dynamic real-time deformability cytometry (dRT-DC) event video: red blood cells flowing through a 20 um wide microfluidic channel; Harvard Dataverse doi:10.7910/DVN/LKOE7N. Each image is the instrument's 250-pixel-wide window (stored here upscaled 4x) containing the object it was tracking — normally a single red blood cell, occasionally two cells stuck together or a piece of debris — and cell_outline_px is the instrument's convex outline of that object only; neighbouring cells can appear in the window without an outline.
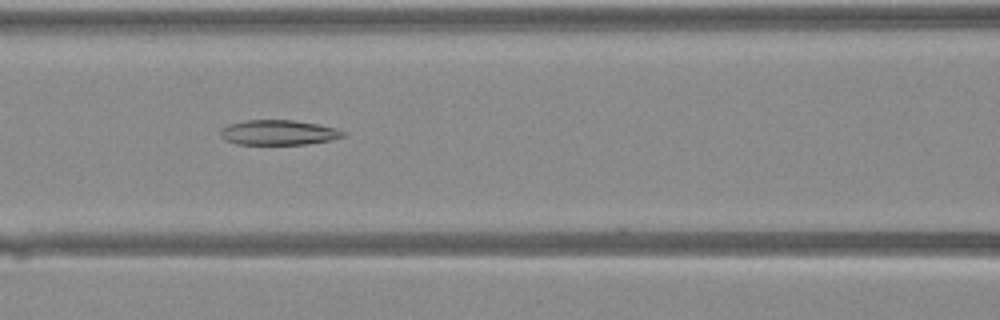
{"species": "Egyptian fruit bat (a non-hibernating species)", "species_latin": "Rousettus aegyptiacus", "temperature_condition": "warm", "stored_images_in_passage": 29, "camera_frame_rate_fps": 3000, "um_per_image_px": 0.085, "animal": {"sex": "female"}, "frame": {"image": 1, "passage_image": 6, "time_ms": 1.667, "image_size_px": [1000, 320], "cell_outline_px": [[344, 136], [328, 140], [308, 144], [236, 144], [224, 140], [220, 136], [220, 128], [228, 124], [244, 120], [292, 120], [316, 124], [332, 128], [344, 132]], "centroid_in_image_um": [23.56, 11.26], "position_along_channel_um": 143.0, "area_um2": 17.69}}
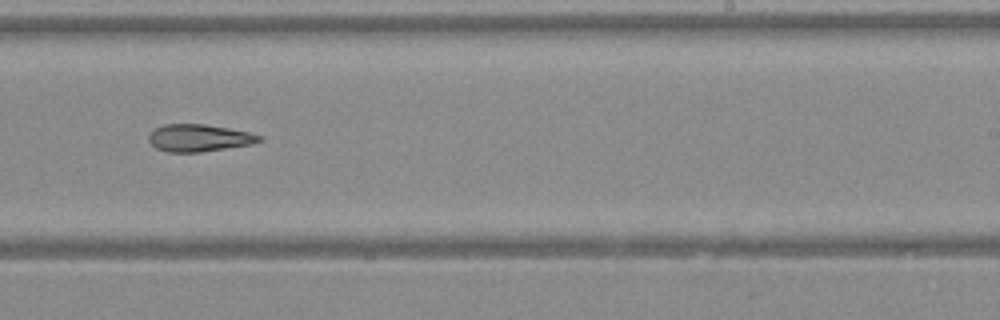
{"frame": {"image": 2, "passage_image": 14, "time_ms": 4.333, "image_size_px": [1000, 320], "cell_outline_px": [[264, 140], [252, 144], [200, 152], [168, 152], [156, 148], [148, 140], [148, 136], [156, 128], [164, 124], [204, 124], [228, 128], [248, 132], [264, 136]], "centroid_in_image_um": [16.94, 11.72], "position_along_channel_um": 272.1, "area_um2": 17.51}}
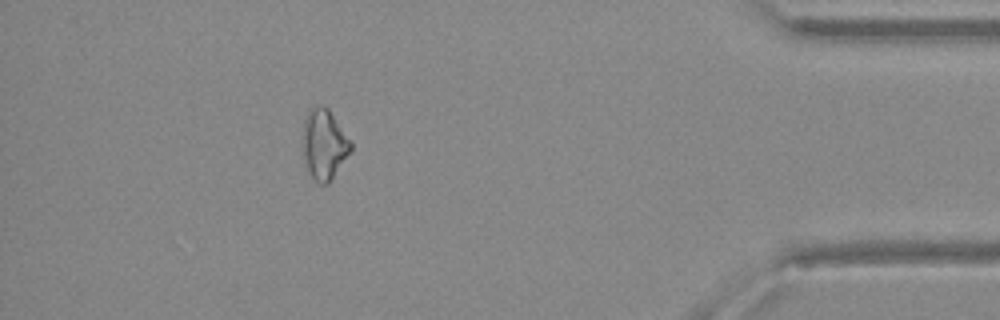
{"frame": {"image": 3, "passage_image": 25, "time_ms": 8.0, "image_size_px": [1000, 320], "cell_outline_px": [[352, 152], [328, 184], [320, 184], [308, 172], [304, 156], [304, 120], [312, 108], [316, 104], [324, 104], [328, 108], [352, 144]], "centroid_in_image_um": [27.58, 12.28], "position_along_channel_um": 407.6, "area_um2": 19.36}}